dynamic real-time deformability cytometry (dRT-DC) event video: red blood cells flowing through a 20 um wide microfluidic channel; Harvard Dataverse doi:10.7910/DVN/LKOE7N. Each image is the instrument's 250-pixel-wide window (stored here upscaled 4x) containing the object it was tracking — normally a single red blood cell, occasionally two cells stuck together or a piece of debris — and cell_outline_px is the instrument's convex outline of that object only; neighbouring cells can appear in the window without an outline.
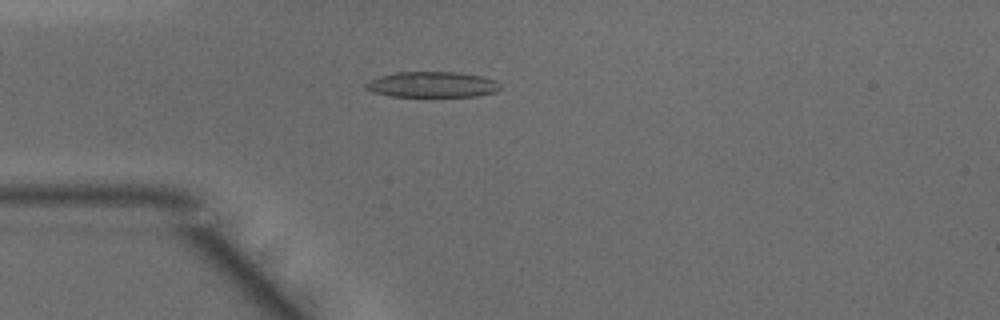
{"species": "common noctule bat (a hibernating species)", "species_latin": "Nyctalus noctula", "temperature_condition": "warm", "stored_images_in_passage": 48, "camera_frame_rate_fps": 3000, "um_per_image_px": 0.085, "animal": {"sex": "male", "body_mass_g": 15.6}, "frame": {"image": 1, "passage_image": 13, "time_ms": 4.0, "image_size_px": [1000, 320], "cell_outline_px": [[500, 88], [496, 92], [480, 96], [388, 96], [372, 92], [364, 88], [364, 84], [368, 80], [380, 76], [396, 72], [460, 72], [484, 76], [496, 80], [500, 84]], "centroid_in_image_um": [36.74, 7.18], "position_along_channel_um": 48.3, "area_um2": 20.4}}
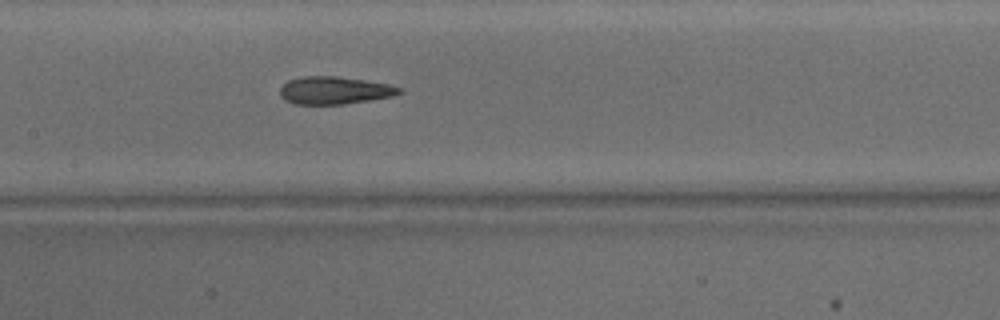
{"frame": {"image": 2, "passage_image": 23, "time_ms": 7.333, "image_size_px": [1000, 320], "cell_outline_px": [[404, 92], [392, 96], [344, 104], [296, 104], [284, 100], [280, 96], [280, 88], [288, 80], [304, 76], [336, 76], [364, 80], [388, 84], [400, 88]], "centroid_in_image_um": [28.4, 7.68], "position_along_channel_um": 179.0, "area_um2": 19.07}}
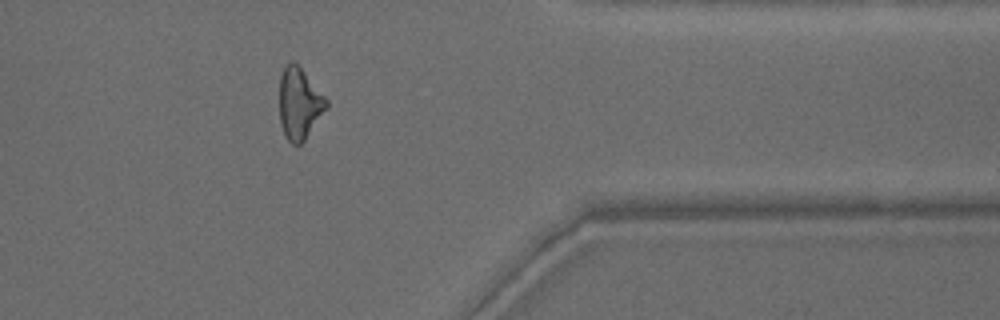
{"frame": {"image": 3, "passage_image": 39, "time_ms": 12.667, "image_size_px": [1000, 320], "cell_outline_px": [[328, 108], [304, 140], [300, 144], [292, 144], [288, 140], [280, 124], [280, 72], [292, 60], [300, 68], [328, 100]], "centroid_in_image_um": [25.45, 8.82], "position_along_channel_um": 386.0, "area_um2": 19.25}, "authors_computed_cell_mechanics": {"area_um2": 20.2878, "velocity_mm_per_s": 4.2097, "shape_relaxation_time_tau1_ms": 10.3743, "shape_relaxation_time_tau2_ms": 2.6892, "deformation_change_tau1": 0.2922, "deformation_change_tau2": 0.1186}}